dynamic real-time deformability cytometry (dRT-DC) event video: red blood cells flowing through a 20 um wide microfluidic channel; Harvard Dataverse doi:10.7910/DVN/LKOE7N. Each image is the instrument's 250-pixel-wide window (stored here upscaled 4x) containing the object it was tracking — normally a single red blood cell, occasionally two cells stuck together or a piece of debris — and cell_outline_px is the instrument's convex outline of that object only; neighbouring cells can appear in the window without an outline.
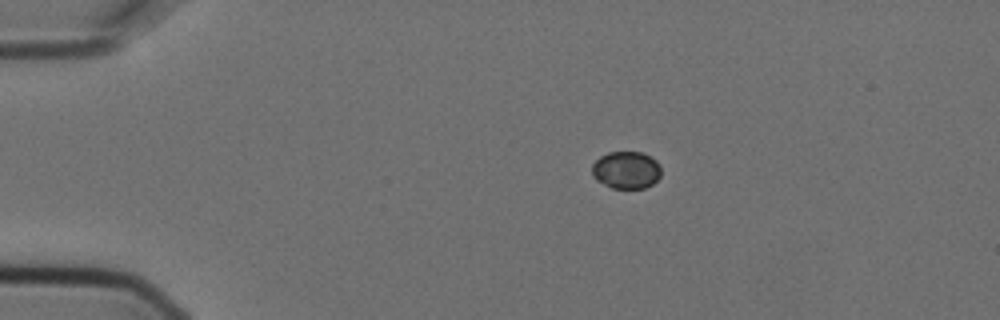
{"species": "Egyptian fruit bat (a non-hibernating species)", "species_latin": "Rousettus aegyptiacus", "temperature_condition": "cold", "stored_images_in_passage": 6, "camera_frame_rate_fps": 3000, "um_per_image_px": 0.085, "animal": {"sex": "female"}, "frame": {"image": 1, "passage_image": 1, "time_ms": 0.0, "image_size_px": [1000, 320], "cell_outline_px": [[660, 176], [652, 184], [644, 188], [612, 188], [596, 180], [592, 176], [592, 164], [600, 156], [608, 152], [644, 152], [656, 160], [660, 164]], "centroid_in_image_um": [53.22, 14.44], "position_along_channel_um": 31.8, "area_um2": 15.14}}
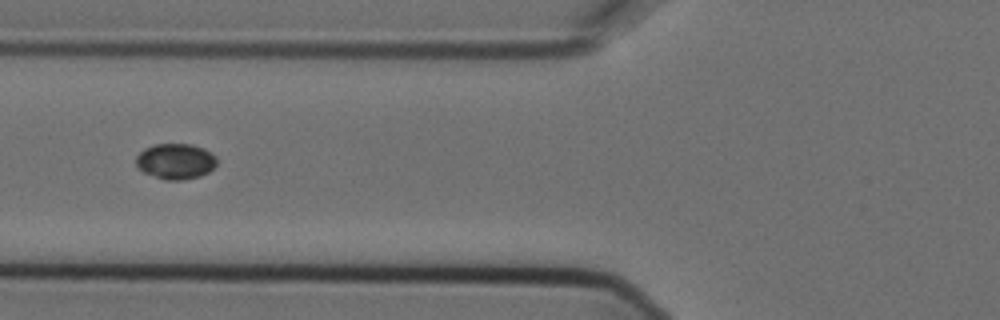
{"frame": {"image": 2, "passage_image": 4, "time_ms": 1.0, "image_size_px": [1000, 320], "cell_outline_px": [[216, 164], [208, 172], [200, 176], [180, 180], [164, 180], [144, 172], [136, 164], [136, 156], [144, 148], [156, 144], [192, 144], [204, 148], [212, 152], [216, 156]], "centroid_in_image_um": [14.94, 13.7], "position_along_channel_um": 110.9, "area_um2": 16.76}}
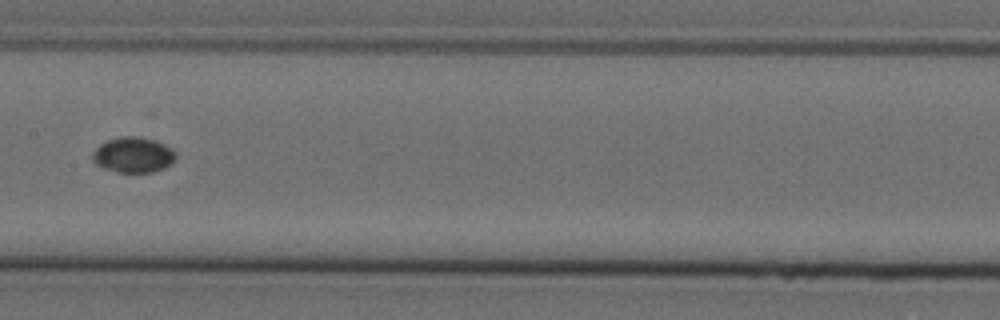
{"frame": {"image": 3, "passage_image": 6, "time_ms": 1.667, "image_size_px": [1000, 320], "cell_outline_px": [[176, 156], [172, 164], [164, 168], [152, 172], [116, 172], [104, 168], [96, 164], [92, 160], [92, 152], [100, 144], [108, 140], [120, 136], [140, 136], [156, 140], [172, 148], [176, 152]], "centroid_in_image_um": [11.34, 13.15], "position_along_channel_um": 196.1, "area_um2": 17.4}}